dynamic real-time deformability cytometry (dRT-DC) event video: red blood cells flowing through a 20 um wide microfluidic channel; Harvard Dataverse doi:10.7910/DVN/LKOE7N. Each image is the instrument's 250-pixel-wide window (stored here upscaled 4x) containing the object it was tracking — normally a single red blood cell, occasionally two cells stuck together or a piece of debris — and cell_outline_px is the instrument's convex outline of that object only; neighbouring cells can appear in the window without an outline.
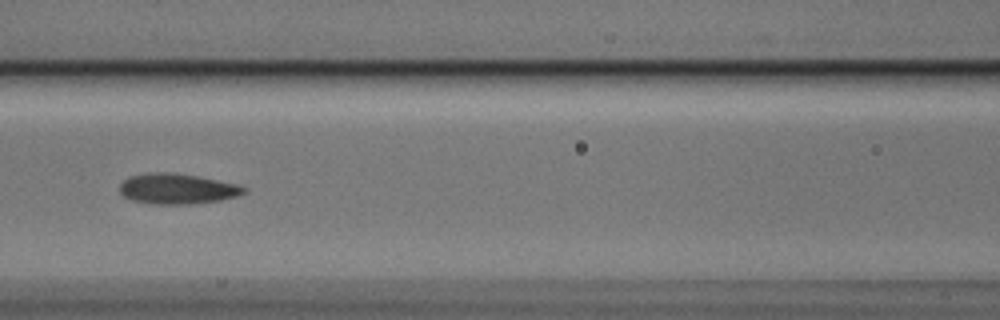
{"species": "Egyptian fruit bat (a non-hibernating species)", "species_latin": "Rousettus aegyptiacus", "temperature_condition": "cold", "stored_images_in_passage": 7, "camera_frame_rate_fps": 3000, "um_per_image_px": 0.085, "animal": {"sex": "male"}, "frame": {"image": 1, "passage_image": 5, "time_ms": 1.333, "image_size_px": [1000, 320], "cell_outline_px": [[248, 188], [244, 192], [236, 196], [220, 200], [188, 204], [148, 204], [132, 200], [124, 196], [120, 192], [120, 184], [128, 176], [148, 172], [172, 172], [196, 176], [240, 184]], "centroid_in_image_um": [15.04, 16.04], "position_along_channel_um": 151.6, "area_um2": 22.14}}
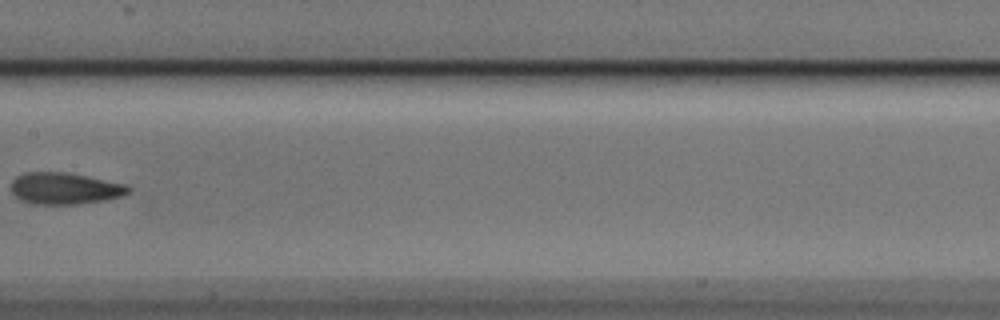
{"frame": {"image": 2, "passage_image": 6, "time_ms": 1.667, "image_size_px": [1000, 320], "cell_outline_px": [[132, 192], [124, 196], [104, 200], [80, 204], [32, 204], [20, 200], [12, 192], [12, 180], [16, 176], [24, 172], [68, 172], [128, 184], [132, 188]], "centroid_in_image_um": [5.56, 16.01], "position_along_channel_um": 201.8, "area_um2": 22.02}}
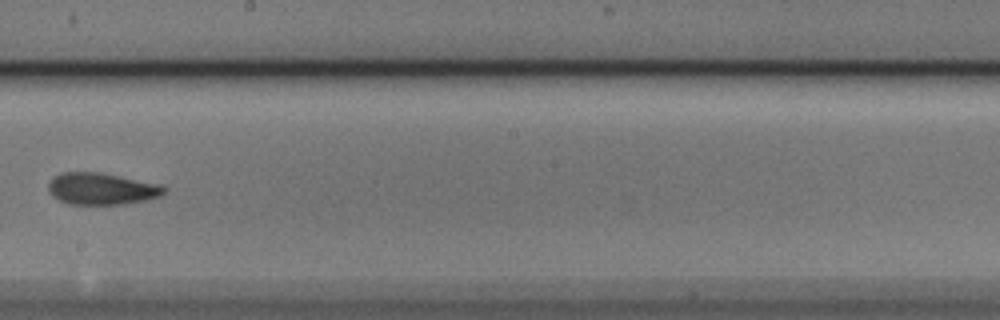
{"frame": {"image": 3, "passage_image": 7, "time_ms": 2.0, "image_size_px": [1000, 320], "cell_outline_px": [[168, 188], [160, 196], [148, 200], [124, 204], [68, 204], [52, 196], [48, 188], [48, 184], [60, 172], [100, 172], [160, 184]], "centroid_in_image_um": [8.66, 16.05], "position_along_channel_um": 239.5, "area_um2": 21.44}}